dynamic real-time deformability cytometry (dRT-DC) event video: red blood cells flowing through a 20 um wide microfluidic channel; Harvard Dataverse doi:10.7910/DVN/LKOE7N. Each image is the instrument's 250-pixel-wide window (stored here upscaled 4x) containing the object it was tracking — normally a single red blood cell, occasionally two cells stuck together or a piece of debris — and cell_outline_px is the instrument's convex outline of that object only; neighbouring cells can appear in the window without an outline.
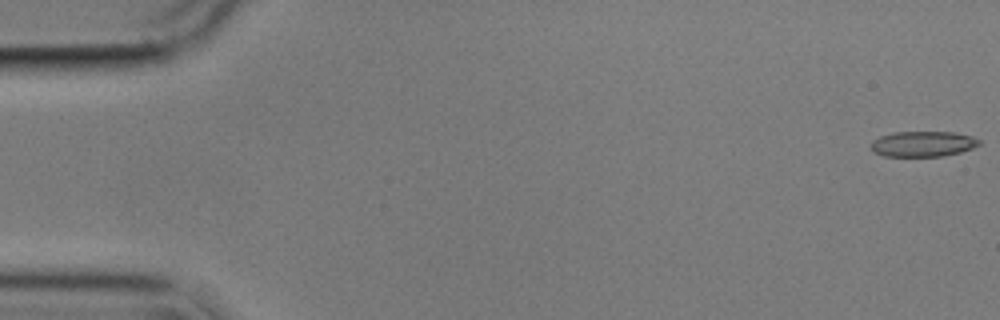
{"species": "common noctule bat (a hibernating species)", "species_latin": "Nyctalus noctula", "temperature_condition": "cold", "stored_images_in_passage": 56, "camera_frame_rate_fps": 3000, "um_per_image_px": 0.085, "animal": {"sex": "male", "body_mass_g": 17.9}, "frame": {"image": 1, "passage_image": 1, "time_ms": 0.0, "image_size_px": [1000, 320], "cell_outline_px": [[980, 144], [972, 148], [960, 152], [940, 156], [884, 156], [872, 152], [872, 140], [880, 136], [892, 132], [952, 132], [972, 136], [980, 140]], "centroid_in_image_um": [78.43, 12.23], "position_along_channel_um": 6.6, "area_um2": 16.01}}
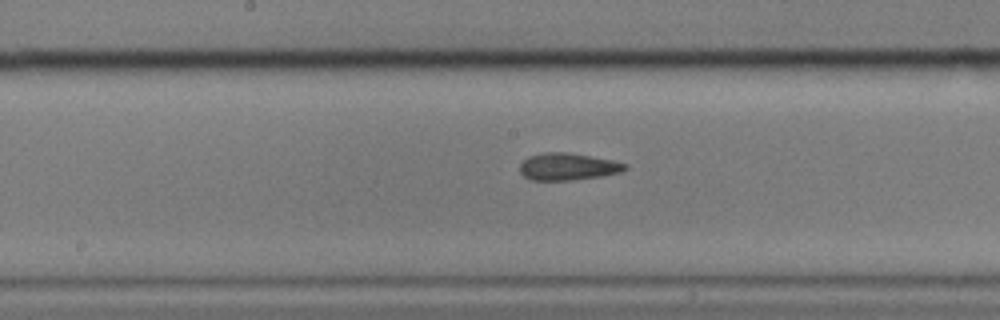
{"frame": {"image": 2, "passage_image": 29, "time_ms": 9.333, "image_size_px": [1000, 320], "cell_outline_px": [[628, 168], [620, 172], [600, 176], [572, 180], [532, 180], [524, 176], [520, 172], [520, 164], [528, 156], [544, 152], [568, 152], [612, 160], [628, 164]], "centroid_in_image_um": [48.26, 14.16], "position_along_channel_um": 199.9, "area_um2": 16.59}}
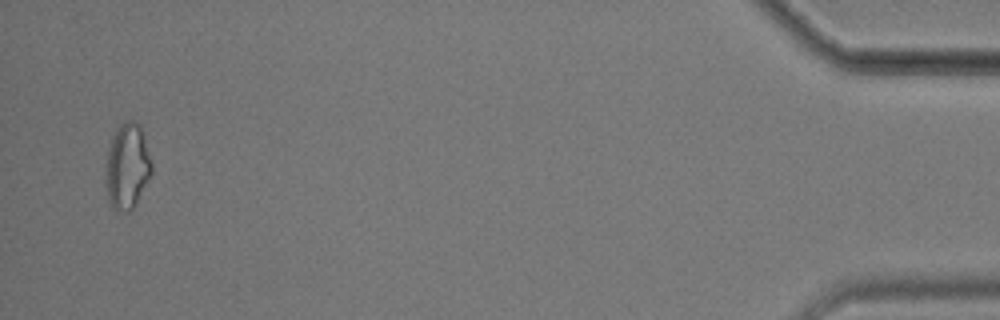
{"frame": {"image": 3, "passage_image": 55, "time_ms": 18.0, "image_size_px": [1000, 320], "cell_outline_px": [[152, 172], [136, 204], [128, 212], [116, 212], [112, 208], [108, 196], [108, 148], [120, 124], [124, 120], [132, 120], [140, 124], [152, 164]], "centroid_in_image_um": [10.86, 14.15], "position_along_channel_um": 424.3, "area_um2": 22.25}, "authors_computed_cell_mechanics": {"area_um2": 16.8776, "velocity_mm_per_s": 3.5455, "shape_relaxation_time_tau1_ms": 5.9739, "shape_relaxation_time_tau2_ms": 3.5392, "deformation_change_tau1": 0.1292, "deformation_change_tau2": 0.113}}